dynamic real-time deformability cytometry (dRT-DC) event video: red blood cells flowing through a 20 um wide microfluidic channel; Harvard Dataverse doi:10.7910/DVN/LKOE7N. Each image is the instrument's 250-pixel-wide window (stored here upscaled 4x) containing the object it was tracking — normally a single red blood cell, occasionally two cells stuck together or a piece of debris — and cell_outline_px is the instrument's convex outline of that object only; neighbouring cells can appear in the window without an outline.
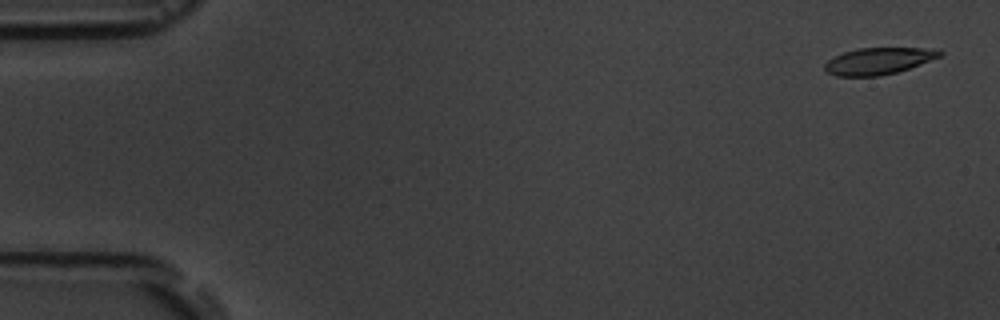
{"species": "common noctule bat (a hibernating species)", "species_latin": "Nyctalus noctula", "temperature_condition": "room temperature", "stored_images_in_passage": 5, "camera_frame_rate_fps": 3000, "um_per_image_px": 0.085, "animal": {"sex": "male", "body_mass_g": 19.5, "forearm_length_mm": 54.6}, "frame": {"image": 1, "passage_image": 1, "time_ms": 0.0, "image_size_px": [1000, 320], "cell_outline_px": [[944, 52], [940, 56], [920, 64], [896, 72], [880, 76], [836, 76], [828, 72], [824, 68], [824, 64], [832, 56], [844, 52], [860, 48], [940, 48]], "centroid_in_image_um": [74.67, 5.17], "position_along_channel_um": 10.3, "area_um2": 17.92}}
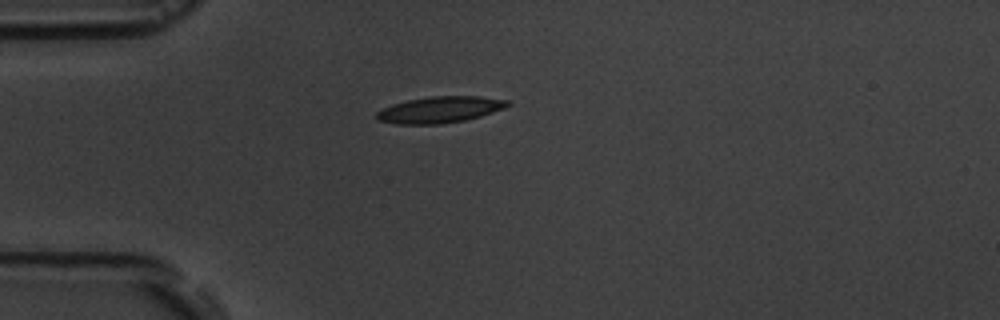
{"frame": {"image": 2, "passage_image": 4, "time_ms": 4.333, "image_size_px": [1000, 320], "cell_outline_px": [[512, 104], [504, 108], [480, 116], [464, 120], [440, 124], [396, 124], [376, 120], [376, 112], [392, 104], [408, 100], [432, 96], [480, 96], [508, 100]], "centroid_in_image_um": [37.38, 9.32], "position_along_channel_um": 47.6, "area_um2": 20.06}}